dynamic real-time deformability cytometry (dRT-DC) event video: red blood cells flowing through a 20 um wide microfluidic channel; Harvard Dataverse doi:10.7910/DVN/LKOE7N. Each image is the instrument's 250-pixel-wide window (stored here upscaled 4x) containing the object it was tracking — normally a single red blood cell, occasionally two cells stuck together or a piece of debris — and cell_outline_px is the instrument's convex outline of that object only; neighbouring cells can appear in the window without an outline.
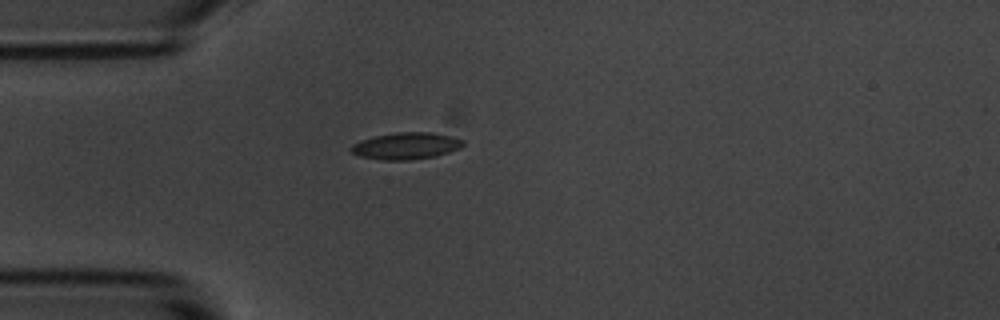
{"species": "common noctule bat (a hibernating species)", "species_latin": "Nyctalus noctula", "temperature_condition": "room temperature", "stored_images_in_passage": 1, "camera_frame_rate_fps": 3000, "um_per_image_px": 0.085, "animal": {"sex": "male", "body_mass_g": 20.1, "forearm_length_mm": 53.5}, "frame": {"image": 1, "passage_image": 1, "time_ms": 0.0, "image_size_px": [1000, 320], "cell_outline_px": [[464, 144], [460, 148], [436, 156], [408, 160], [384, 160], [360, 156], [352, 152], [348, 148], [352, 144], [360, 140], [372, 136], [396, 132], [432, 132], [464, 140]], "centroid_in_image_um": [34.48, 12.39], "position_along_channel_um": 50.5, "area_um2": 17.51}}